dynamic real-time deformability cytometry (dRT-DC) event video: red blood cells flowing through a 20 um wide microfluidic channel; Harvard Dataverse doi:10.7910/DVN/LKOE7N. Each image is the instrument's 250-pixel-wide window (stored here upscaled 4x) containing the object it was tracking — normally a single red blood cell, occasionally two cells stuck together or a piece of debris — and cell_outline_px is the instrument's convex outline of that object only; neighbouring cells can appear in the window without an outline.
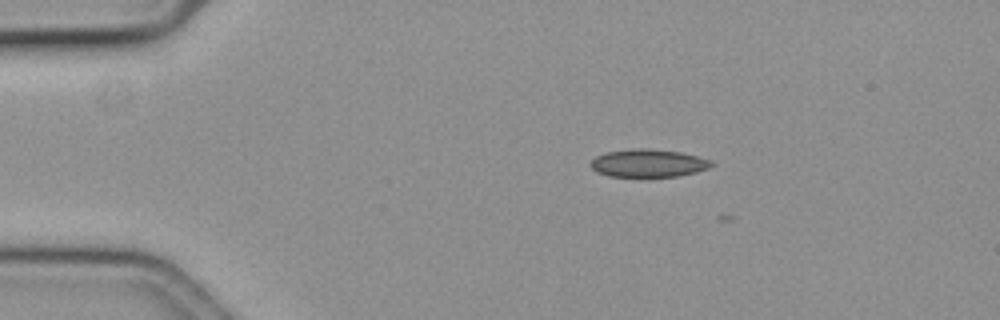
{"species": "common noctule bat (a hibernating species)", "species_latin": "Nyctalus noctula", "temperature_condition": "cold", "stored_images_in_passage": 3, "camera_frame_rate_fps": 3000, "um_per_image_px": 0.085, "animal": {"sex": "female", "body_mass_g": 19.3, "forearm_length_mm": 54.1}, "frame": {"image": 1, "passage_image": 1, "time_ms": 0.0, "image_size_px": [1000, 320], "cell_outline_px": [[712, 164], [708, 168], [696, 172], [676, 176], [608, 176], [596, 172], [588, 164], [596, 156], [604, 152], [632, 148], [648, 148], [680, 152], [712, 160]], "centroid_in_image_um": [55.05, 13.85], "position_along_channel_um": 30.0, "area_um2": 19.59}}